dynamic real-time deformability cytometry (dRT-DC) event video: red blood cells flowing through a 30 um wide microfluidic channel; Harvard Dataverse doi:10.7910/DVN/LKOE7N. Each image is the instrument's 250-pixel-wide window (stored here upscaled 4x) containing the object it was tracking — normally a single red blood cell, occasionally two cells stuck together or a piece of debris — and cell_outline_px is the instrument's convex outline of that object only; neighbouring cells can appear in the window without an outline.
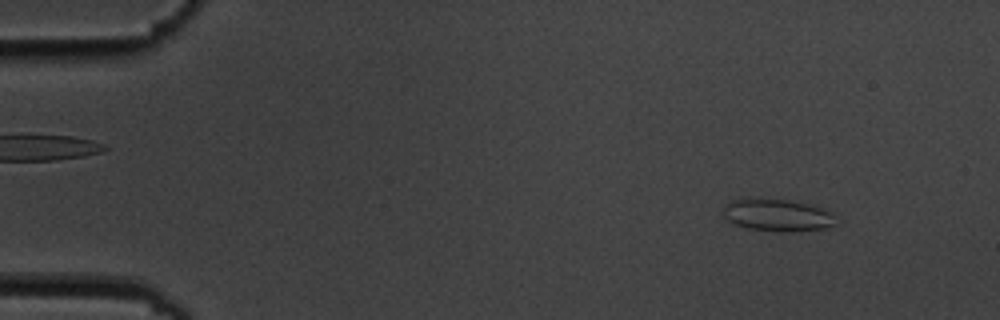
{"species": "common noctule bat (a hibernating species)", "species_latin": "Nyctalus noctula", "temperature_condition": "cold", "stored_images_in_passage": 56, "segment_of_instrument_passage": [1, 2], "camera_frame_rate_fps": 3000, "um_per_image_px": 0.085, "animal": {"sex": "male", "body_mass_g": 19.5, "forearm_length_mm": 54.6}, "frame": {"image": 1, "passage_image": 5, "time_ms": 1.333, "image_size_px": [1000, 320], "cell_outline_px": [[836, 224], [824, 228], [792, 232], [780, 232], [748, 228], [736, 224], [728, 220], [724, 216], [724, 208], [732, 200], [748, 196], [788, 200], [812, 204], [832, 212]], "centroid_in_image_um": [66.08, 18.26], "position_along_channel_um": 18.9, "area_um2": 21.5}}
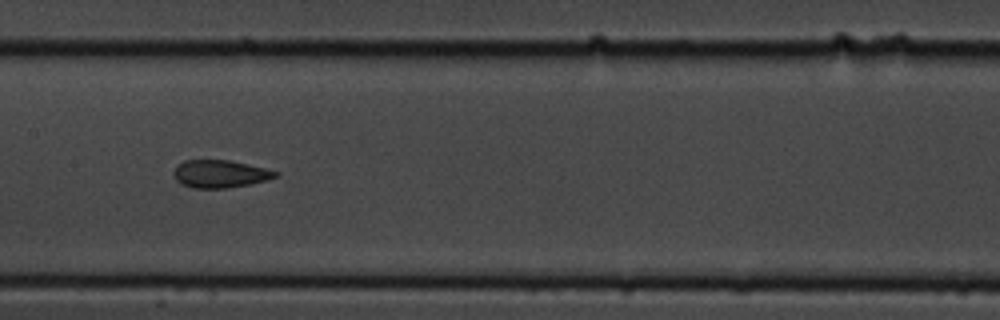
{"frame": {"image": 2, "passage_image": 27, "time_ms": 8.667, "image_size_px": [1000, 320], "cell_outline_px": [[280, 176], [268, 180], [252, 184], [228, 188], [192, 188], [180, 184], [176, 180], [172, 172], [184, 160], [228, 160], [248, 164], [280, 172]], "centroid_in_image_um": [18.74, 14.79], "position_along_channel_um": 188.7, "area_um2": 16.59}}
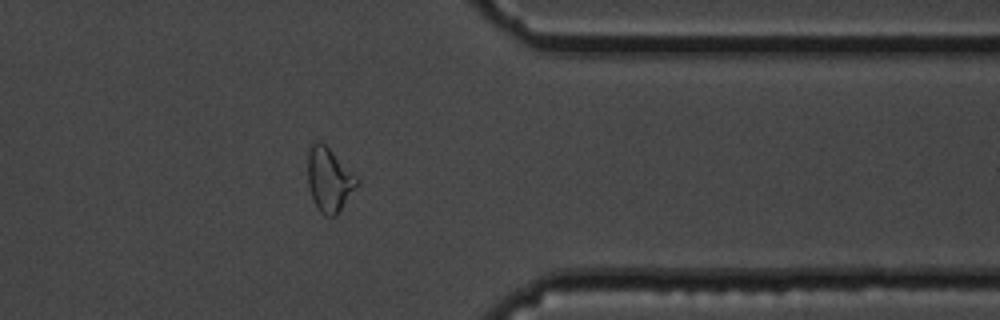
{"frame": {"image": 3, "passage_image": 44, "time_ms": 14.333, "image_size_px": [1000, 320], "cell_outline_px": [[360, 180], [336, 216], [324, 216], [320, 212], [312, 200], [308, 188], [308, 152], [312, 144], [316, 140], [320, 140]], "centroid_in_image_um": [27.94, 15.29], "position_along_channel_um": 383.5, "area_um2": 18.09}}